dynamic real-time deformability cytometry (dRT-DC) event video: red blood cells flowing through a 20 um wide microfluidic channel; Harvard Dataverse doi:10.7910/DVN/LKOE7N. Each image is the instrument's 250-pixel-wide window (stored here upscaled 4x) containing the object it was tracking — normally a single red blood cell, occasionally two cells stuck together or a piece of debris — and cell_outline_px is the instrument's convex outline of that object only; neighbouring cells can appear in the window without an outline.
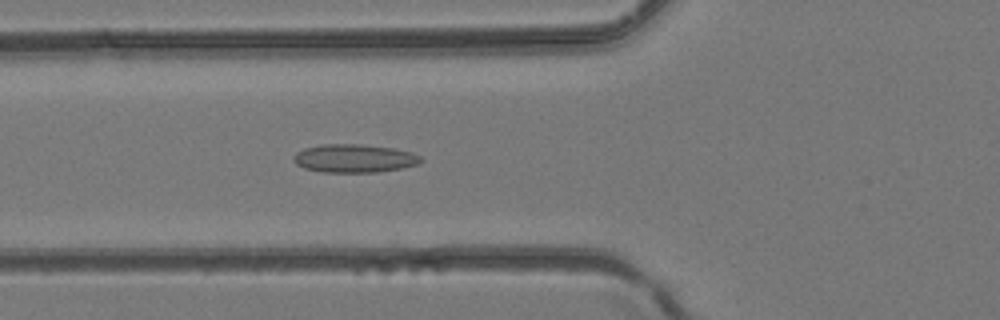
{"species": "common noctule bat (a hibernating species)", "species_latin": "Nyctalus noctula", "temperature_condition": "room temperature", "stored_images_in_passage": 42, "camera_frame_rate_fps": 3000, "um_per_image_px": 0.085, "animal": {"sex": "female", "body_mass_g": 24.6, "forearm_length_mm": 56.2}, "frame": {"image": 1, "passage_image": 16, "time_ms": 5.0, "image_size_px": [1000, 320], "cell_outline_px": [[424, 160], [420, 164], [400, 168], [376, 172], [320, 172], [304, 168], [296, 164], [292, 160], [292, 156], [296, 152], [304, 148], [320, 144], [360, 144], [396, 148], [412, 152], [420, 156]], "centroid_in_image_um": [30.1, 13.45], "position_along_channel_um": 95.7, "area_um2": 21.27}}
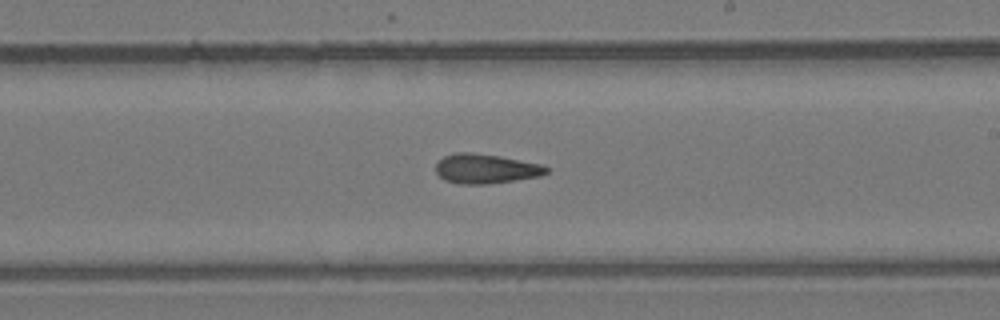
{"frame": {"image": 2, "passage_image": 25, "time_ms": 8.0, "image_size_px": [1000, 320], "cell_outline_px": [[548, 172], [540, 176], [488, 184], [460, 184], [444, 180], [436, 172], [436, 164], [444, 156], [456, 152], [472, 152], [500, 156], [540, 164], [548, 168]], "centroid_in_image_um": [41.26, 14.34], "position_along_channel_um": 247.7, "area_um2": 18.96}}
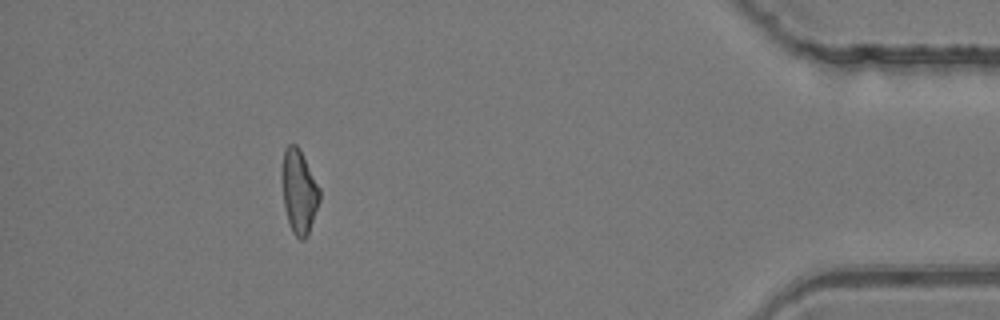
{"frame": {"image": 3, "passage_image": 38, "time_ms": 12.333, "image_size_px": [1000, 320], "cell_outline_px": [[320, 200], [308, 232], [304, 240], [300, 240], [292, 232], [284, 208], [280, 176], [284, 148], [288, 144], [296, 144], [300, 148], [320, 188]], "centroid_in_image_um": [25.39, 16.22], "position_along_channel_um": 409.8, "area_um2": 18.67}}